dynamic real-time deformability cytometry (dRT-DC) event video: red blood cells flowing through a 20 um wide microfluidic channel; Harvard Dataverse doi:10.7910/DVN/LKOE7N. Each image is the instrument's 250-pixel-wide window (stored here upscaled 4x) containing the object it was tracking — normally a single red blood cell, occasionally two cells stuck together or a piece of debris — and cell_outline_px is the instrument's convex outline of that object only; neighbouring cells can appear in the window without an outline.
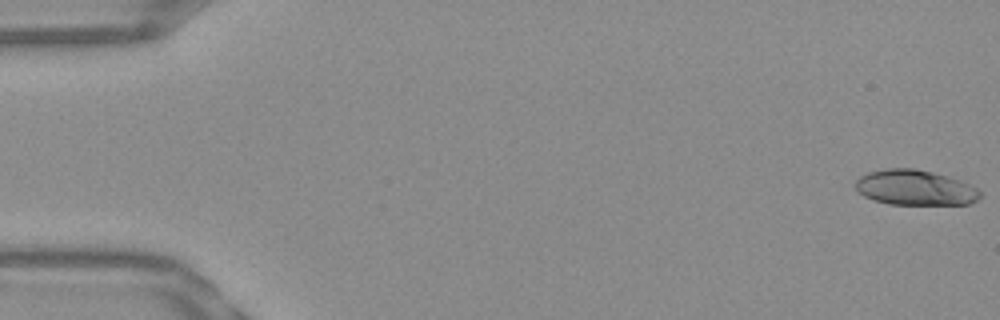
{"species": "Egyptian fruit bat (a non-hibernating species)", "species_latin": "Rousettus aegyptiacus", "temperature_condition": "warm", "stored_images_in_passage": 53, "camera_frame_rate_fps": 3000, "um_per_image_px": 0.085, "frame": {"image": 1, "passage_image": 1, "time_ms": 0.0, "image_size_px": [1000, 320], "cell_outline_px": [[980, 196], [976, 200], [968, 204], [888, 204], [864, 196], [856, 188], [856, 180], [860, 176], [868, 172], [888, 168], [916, 168], [948, 176], [960, 180], [976, 188], [980, 192]], "centroid_in_image_um": [77.77, 15.94], "position_along_channel_um": 7.2, "area_um2": 25.37}}
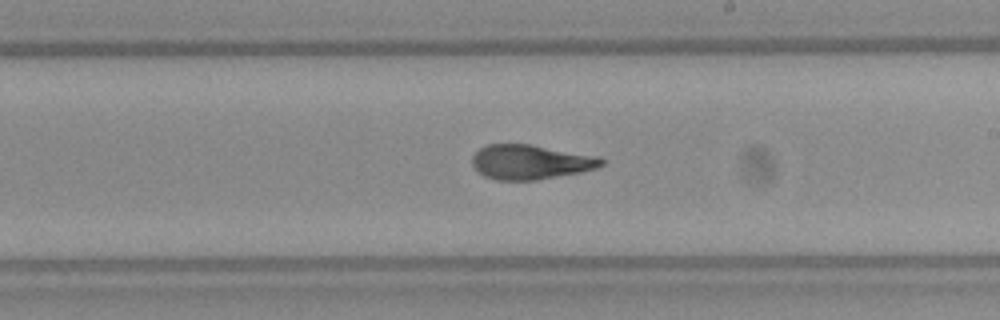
{"frame": {"image": 2, "passage_image": 31, "time_ms": 10.0, "image_size_px": [1000, 320], "cell_outline_px": [[604, 164], [600, 168], [580, 172], [536, 180], [496, 180], [484, 176], [472, 164], [472, 156], [480, 148], [488, 144], [528, 144], [600, 156], [604, 160]], "centroid_in_image_um": [45.13, 13.77], "position_along_channel_um": 243.9, "area_um2": 26.07}}
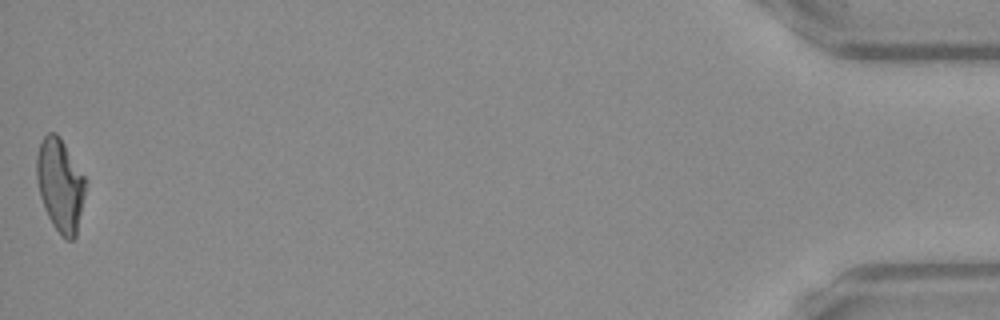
{"frame": {"image": 3, "passage_image": 53, "time_ms": 17.333, "image_size_px": [1000, 320], "cell_outline_px": [[84, 192], [76, 236], [72, 240], [68, 240], [60, 236], [52, 224], [44, 208], [40, 196], [36, 180], [36, 156], [40, 144], [44, 136], [48, 132], [56, 132], [60, 136], [84, 176]], "centroid_in_image_um": [5.08, 15.72], "position_along_channel_um": 430.1, "area_um2": 26.18}, "authors_computed_cell_mechanics": {"area_um2": 26.1834, "velocity_mm_per_s": 3.8496, "shape_relaxation_time_tau1_ms": 7.3418, "shape_relaxation_time_tau2_ms": 1.6611, "deformation_change_tau1": 0.2476, "deformation_change_tau2": 0.097}}